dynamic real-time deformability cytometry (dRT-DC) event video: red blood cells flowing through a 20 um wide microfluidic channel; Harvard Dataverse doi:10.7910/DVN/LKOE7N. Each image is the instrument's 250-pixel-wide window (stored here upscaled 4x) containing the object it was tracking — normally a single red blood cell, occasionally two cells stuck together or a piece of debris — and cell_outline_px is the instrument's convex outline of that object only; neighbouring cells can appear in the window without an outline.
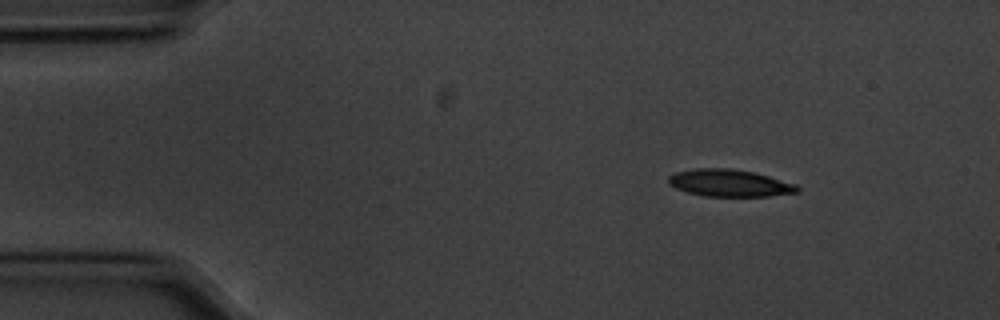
{"species": "common noctule bat (a hibernating species)", "species_latin": "Nyctalus noctula", "temperature_condition": "cold", "stored_images_in_passage": 49, "camera_frame_rate_fps": 3000, "um_per_image_px": 0.085, "animal": {"sex": "male", "body_mass_g": 20.1, "forearm_length_mm": 53.5}, "frame": {"image": 1, "passage_image": 1, "time_ms": 0.0, "image_size_px": [1000, 320], "cell_outline_px": [[800, 192], [768, 196], [704, 196], [688, 192], [676, 188], [668, 184], [668, 176], [676, 172], [696, 168], [728, 168], [752, 172], [768, 176], [796, 184], [800, 188]], "centroid_in_image_um": [62.0, 15.56], "position_along_channel_um": 23.0, "area_um2": 20.29}}
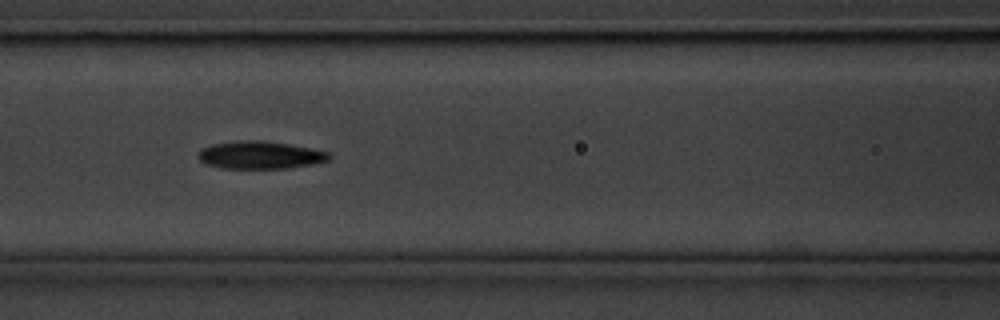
{"frame": {"image": 2, "passage_image": 17, "time_ms": 5.333, "image_size_px": [1000, 320], "cell_outline_px": [[332, 156], [328, 160], [308, 164], [284, 168], [220, 168], [208, 164], [200, 160], [196, 156], [200, 148], [212, 144], [236, 140], [264, 140], [312, 148], [332, 152]], "centroid_in_image_um": [22.08, 13.16], "position_along_channel_um": 144.5, "area_um2": 21.15}}
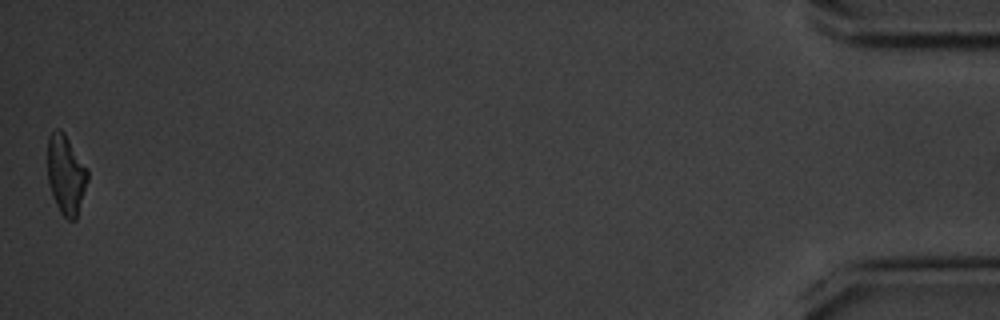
{"frame": {"image": 3, "passage_image": 49, "time_ms": 16.0, "image_size_px": [1000, 320], "cell_outline_px": [[88, 180], [76, 220], [68, 220], [60, 212], [52, 196], [48, 180], [48, 136], [56, 128], [60, 128], [64, 132], [88, 168]], "centroid_in_image_um": [5.61, 14.83], "position_along_channel_um": 429.6, "area_um2": 18.67}, "authors_computed_cell_mechanics": {"area_um2": 20.519, "velocity_mm_per_s": 3.5638, "shape_relaxation_time_tau1_ms": 3.0924, "shape_relaxation_time_tau2_ms": 5.4277, "deformation_change_tau1": 0.1076, "deformation_change_tau2": 0.1572}}